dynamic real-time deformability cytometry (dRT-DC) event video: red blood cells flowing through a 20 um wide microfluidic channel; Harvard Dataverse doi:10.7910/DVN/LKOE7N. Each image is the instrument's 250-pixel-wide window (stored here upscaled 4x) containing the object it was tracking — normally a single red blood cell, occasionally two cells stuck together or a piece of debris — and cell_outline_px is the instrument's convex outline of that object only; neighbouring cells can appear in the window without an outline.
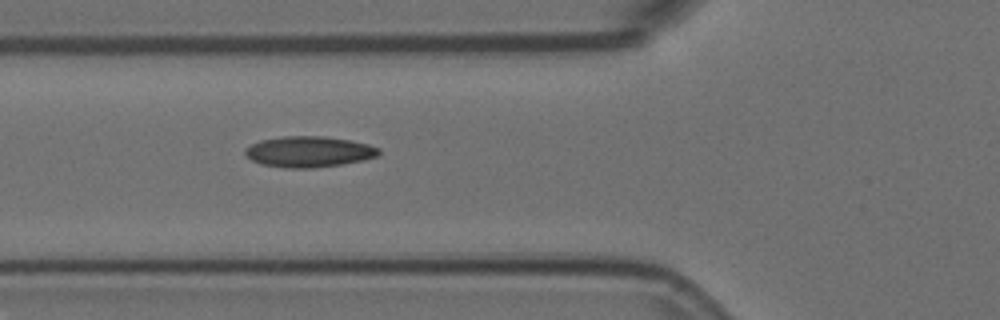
{"species": "Egyptian fruit bat (a non-hibernating species)", "species_latin": "Rousettus aegyptiacus", "temperature_condition": "room temperature", "stored_images_in_passage": 2, "camera_frame_rate_fps": 3000, "um_per_image_px": 0.085, "animal": {"sex": "female"}, "frame": {"image": 1, "passage_image": 2, "time_ms": 0.333, "image_size_px": [1000, 320], "cell_outline_px": [[380, 152], [376, 156], [364, 160], [340, 164], [312, 168], [288, 168], [260, 164], [252, 160], [244, 152], [244, 148], [260, 140], [284, 136], [324, 136], [348, 140], [368, 144], [380, 148]], "centroid_in_image_um": [26.24, 12.89], "position_along_channel_um": 99.6, "area_um2": 23.93}}